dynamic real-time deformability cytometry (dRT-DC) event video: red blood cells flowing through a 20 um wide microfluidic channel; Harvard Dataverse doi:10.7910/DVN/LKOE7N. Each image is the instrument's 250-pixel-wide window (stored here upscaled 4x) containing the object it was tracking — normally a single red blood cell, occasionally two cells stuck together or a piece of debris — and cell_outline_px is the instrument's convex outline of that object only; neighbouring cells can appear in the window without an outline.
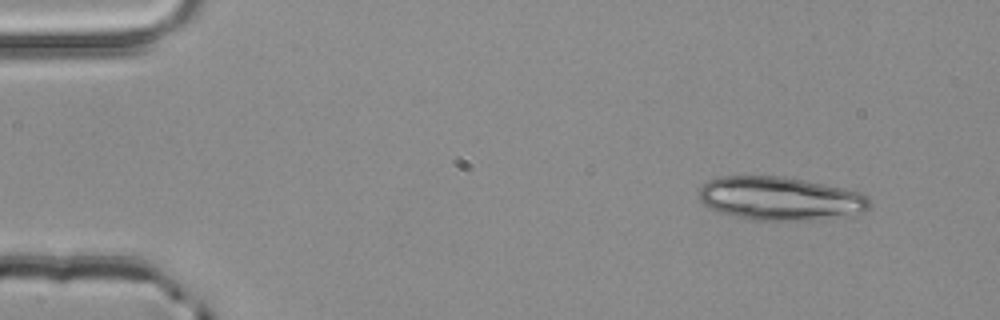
{"species": "common noctule bat (a hibernating species)", "species_latin": "Nyctalus noctula", "temperature_condition": "room temperature", "stored_images_in_passage": 4, "segment_of_instrument_passage": [1, 2], "camera_frame_rate_fps": 3000, "um_per_image_px": 0.085, "animal": {"sex": "male", "body_mass_g": 20.4}, "frame": {"image": 1, "passage_image": 1, "time_ms": 0.0, "image_size_px": [1000, 320], "cell_outline_px": [[868, 208], [828, 220], [756, 220], [736, 216], [720, 212], [708, 208], [700, 200], [700, 188], [708, 180], [720, 176], [784, 176], [824, 184], [860, 192], [868, 196]], "centroid_in_image_um": [66.27, 16.87], "position_along_channel_um": 18.7, "area_um2": 42.95}}